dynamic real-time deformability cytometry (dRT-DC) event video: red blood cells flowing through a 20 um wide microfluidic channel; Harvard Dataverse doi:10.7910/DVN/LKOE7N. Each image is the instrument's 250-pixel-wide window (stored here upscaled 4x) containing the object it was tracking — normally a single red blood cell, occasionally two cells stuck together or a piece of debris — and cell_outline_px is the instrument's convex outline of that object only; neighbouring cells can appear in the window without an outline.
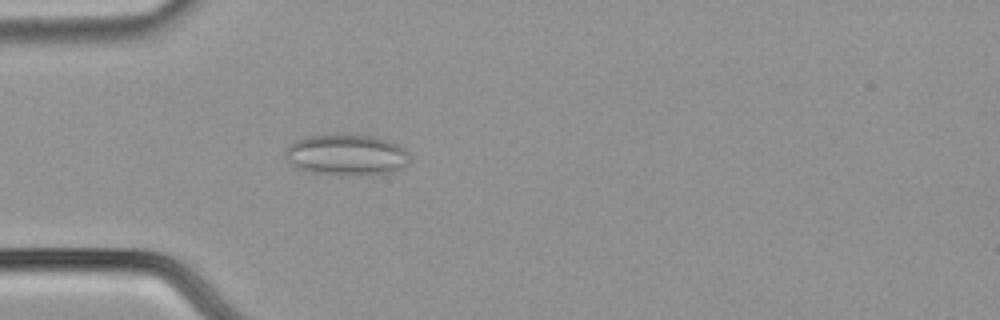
{"species": "common noctule bat (a hibernating species)", "species_latin": "Nyctalus noctula", "temperature_condition": "cold", "stored_images_in_passage": 49, "camera_frame_rate_fps": 3000, "um_per_image_px": 0.085, "animal": {"sex": "male", "body_mass_g": 21.5, "forearm_length_mm": 52.0}, "frame": {"image": 1, "passage_image": 10, "time_ms": 3.0, "image_size_px": [1000, 320], "cell_outline_px": [[408, 160], [404, 168], [392, 172], [356, 176], [336, 176], [304, 172], [296, 168], [288, 160], [284, 152], [284, 148], [296, 140], [308, 136], [372, 136], [388, 140], [404, 148], [408, 156]], "centroid_in_image_um": [29.41, 13.22], "position_along_channel_um": 55.6, "area_um2": 29.88}}
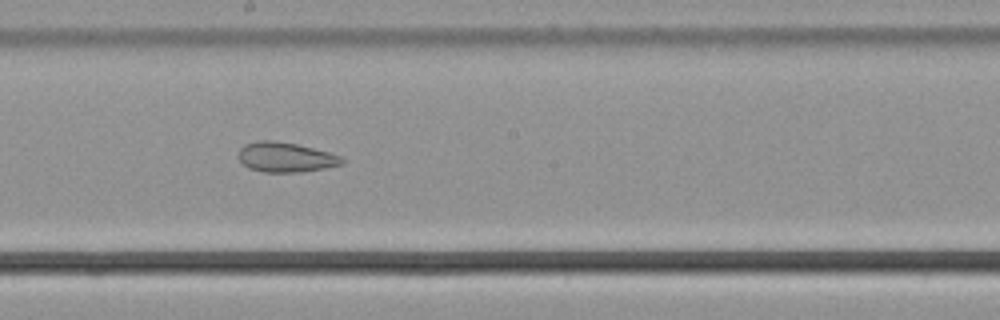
{"frame": {"image": 2, "passage_image": 24, "time_ms": 7.667, "image_size_px": [1000, 320], "cell_outline_px": [[344, 164], [324, 168], [300, 172], [264, 172], [248, 168], [236, 156], [240, 148], [244, 144], [256, 140], [276, 140], [296, 144], [328, 152], [340, 156], [344, 160]], "centroid_in_image_um": [24.23, 13.35], "position_along_channel_um": 224.0, "area_um2": 18.09}}
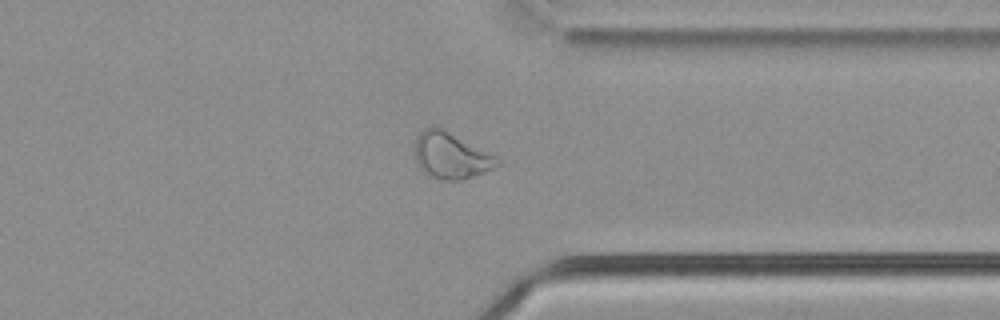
{"frame": {"image": 3, "passage_image": 36, "time_ms": 11.667, "image_size_px": [1000, 320], "cell_outline_px": [[500, 164], [484, 172], [464, 180], [440, 180], [432, 176], [420, 168], [416, 164], [416, 136], [424, 128], [432, 124], [436, 124], [496, 156], [500, 160]], "centroid_in_image_um": [38.32, 13.2], "position_along_channel_um": 373.1, "area_um2": 22.31}, "authors_computed_cell_mechanics": {"area_um2": 23.0622, "velocity_mm_per_s": 3.7763, "shape_relaxation_time_tau1_ms": null, "shape_relaxation_time_tau2_ms": 3.3247, "deformation_change_tau1": null, "deformation_change_tau2": 0.1109}}